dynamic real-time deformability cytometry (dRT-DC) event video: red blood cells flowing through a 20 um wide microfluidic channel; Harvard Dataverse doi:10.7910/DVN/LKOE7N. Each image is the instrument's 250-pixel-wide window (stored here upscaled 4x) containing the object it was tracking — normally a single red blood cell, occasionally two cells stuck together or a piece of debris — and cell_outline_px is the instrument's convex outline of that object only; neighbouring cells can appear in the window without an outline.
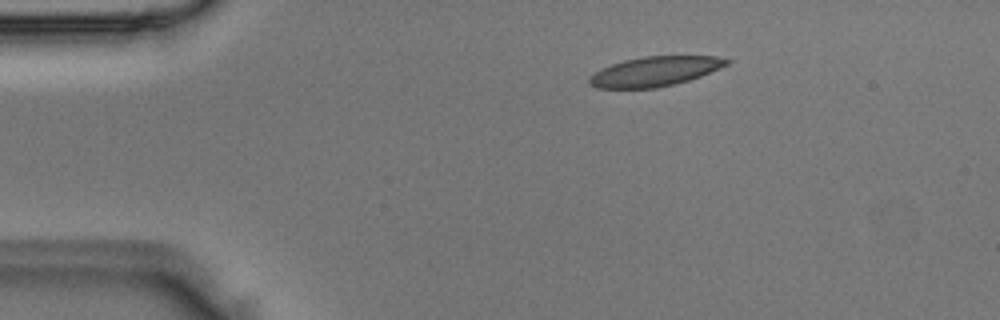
{"species": "Egyptian fruit bat (a non-hibernating species)", "species_latin": "Rousettus aegyptiacus", "temperature_condition": "room temperature", "stored_images_in_passage": 3, "camera_frame_rate_fps": 3000, "um_per_image_px": 0.085, "animal": {"sex": "male"}, "frame": {"image": 1, "passage_image": 1, "time_ms": 0.0, "image_size_px": [1000, 320], "cell_outline_px": [[732, 60], [728, 64], [720, 68], [700, 76], [688, 80], [656, 88], [596, 88], [588, 84], [588, 76], [600, 68], [624, 60], [644, 56], [716, 56]], "centroid_in_image_um": [55.62, 6.06], "position_along_channel_um": 29.4, "area_um2": 23.76}}
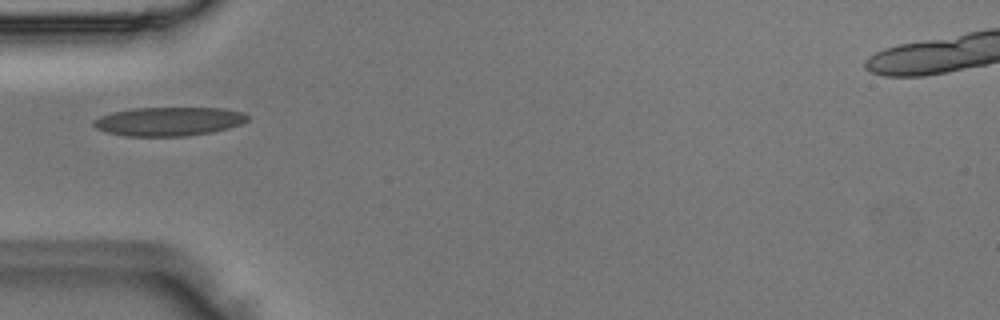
{"frame": {"image": 2, "passage_image": 3, "time_ms": 0.667, "image_size_px": [1000, 320], "cell_outline_px": [[248, 120], [240, 124], [228, 128], [212, 132], [184, 136], [124, 136], [104, 132], [96, 128], [92, 124], [92, 120], [100, 116], [112, 112], [132, 108], [224, 108], [244, 112], [248, 116]], "centroid_in_image_um": [14.31, 10.32], "position_along_channel_um": 70.7, "area_um2": 26.01}}